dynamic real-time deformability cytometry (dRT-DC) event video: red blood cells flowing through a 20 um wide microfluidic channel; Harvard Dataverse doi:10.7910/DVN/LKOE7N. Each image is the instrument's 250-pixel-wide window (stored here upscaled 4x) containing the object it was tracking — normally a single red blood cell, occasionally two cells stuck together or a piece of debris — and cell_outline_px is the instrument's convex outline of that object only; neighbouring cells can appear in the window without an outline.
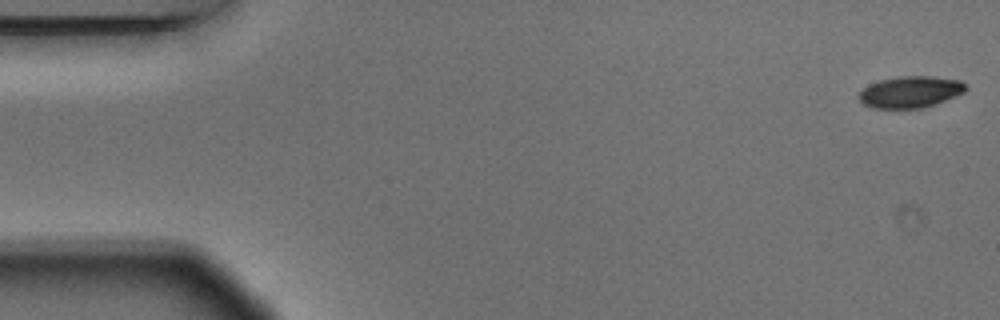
{"species": "Egyptian fruit bat (a non-hibernating species)", "species_latin": "Rousettus aegyptiacus", "temperature_condition": "warm", "stored_images_in_passage": 4, "camera_frame_rate_fps": 3000, "um_per_image_px": 0.085, "animal": {"sex": "male"}, "frame": {"image": 1, "passage_image": 1, "time_ms": 0.0, "image_size_px": [1000, 320], "cell_outline_px": [[968, 88], [964, 92], [956, 96], [936, 104], [924, 108], [872, 108], [864, 104], [856, 96], [868, 84], [880, 80], [900, 76], [932, 76], [960, 80]], "centroid_in_image_um": [77.38, 7.81], "position_along_channel_um": 7.6, "area_um2": 19.77}}
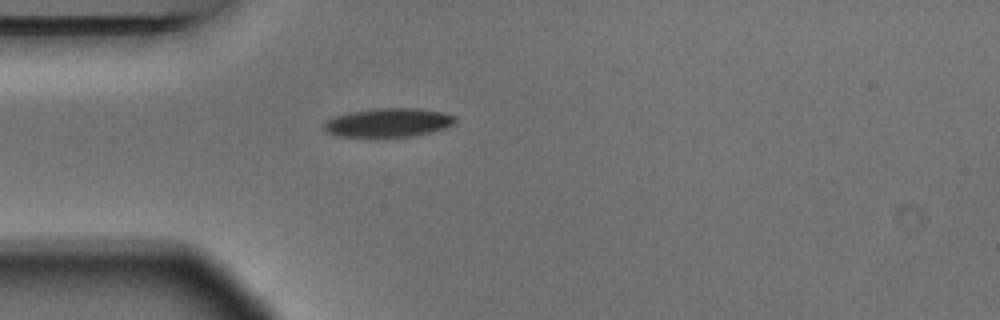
{"frame": {"image": 2, "passage_image": 4, "time_ms": 1.0, "image_size_px": [1000, 320], "cell_outline_px": [[456, 124], [448, 128], [416, 136], [388, 140], [336, 136], [328, 132], [324, 128], [324, 124], [328, 120], [336, 116], [348, 112], [376, 108], [416, 108], [444, 112], [456, 116]], "centroid_in_image_um": [33.06, 10.47], "position_along_channel_um": 51.9, "area_um2": 23.24}}